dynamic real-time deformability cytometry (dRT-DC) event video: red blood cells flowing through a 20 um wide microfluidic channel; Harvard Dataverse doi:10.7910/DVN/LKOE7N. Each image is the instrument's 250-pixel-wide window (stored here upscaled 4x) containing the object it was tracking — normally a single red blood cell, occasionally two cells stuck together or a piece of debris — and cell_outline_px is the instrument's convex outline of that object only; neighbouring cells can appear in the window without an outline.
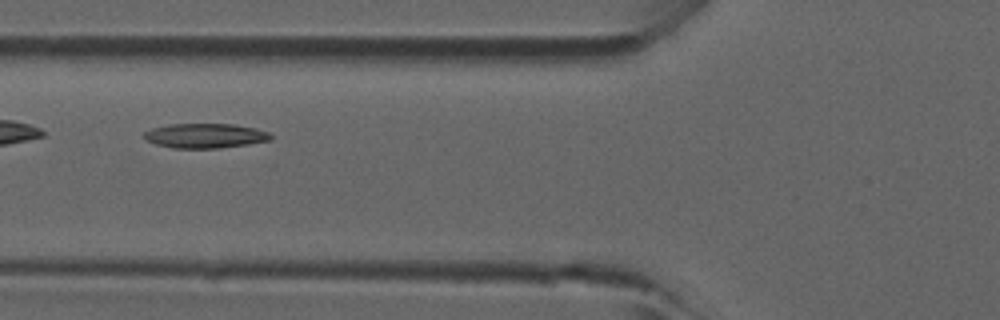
{"species": "common noctule bat (a hibernating species)", "species_latin": "Nyctalus noctula", "temperature_condition": "room temperature", "stored_images_in_passage": 4, "camera_frame_rate_fps": 3000, "um_per_image_px": 0.085, "animal": {"sex": "male", "forearm_length_mm": 52.5}, "frame": {"image": 1, "passage_image": 4, "time_ms": 1.0, "image_size_px": [1000, 320], "cell_outline_px": [[272, 140], [248, 144], [216, 148], [172, 148], [156, 144], [144, 140], [140, 136], [144, 132], [152, 128], [168, 124], [236, 124], [256, 128], [268, 132], [272, 136]], "centroid_in_image_um": [17.4, 11.53], "position_along_channel_um": 108.4, "area_um2": 18.38}}